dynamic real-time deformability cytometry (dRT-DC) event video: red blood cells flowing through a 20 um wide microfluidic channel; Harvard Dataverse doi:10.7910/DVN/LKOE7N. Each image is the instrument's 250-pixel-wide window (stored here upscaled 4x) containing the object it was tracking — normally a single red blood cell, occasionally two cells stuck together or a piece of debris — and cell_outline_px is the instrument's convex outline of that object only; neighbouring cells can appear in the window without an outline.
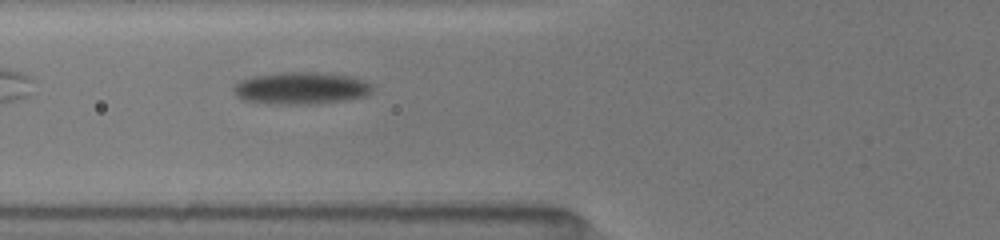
{"species": "common noctule bat (a hibernating species)", "species_latin": "Nyctalus noctula", "temperature_condition": "room temperature", "stored_images_in_passage": 33, "camera_frame_rate_fps": 3000, "um_per_image_px": 0.085, "animal": {"sex": "female", "body_mass_g": 19.5, "forearm_length_mm": 54.1}, "frame": {"image": 1, "passage_image": 3, "time_ms": 0.667, "image_size_px": [1000, 240], "cell_outline_px": [[372, 92], [364, 96], [344, 100], [312, 104], [268, 104], [244, 100], [236, 96], [232, 88], [240, 80], [252, 76], [280, 72], [312, 72], [352, 76], [364, 80], [372, 84]], "centroid_in_image_um": [25.56, 7.49], "position_along_channel_um": 100.2, "area_um2": 26.13}}
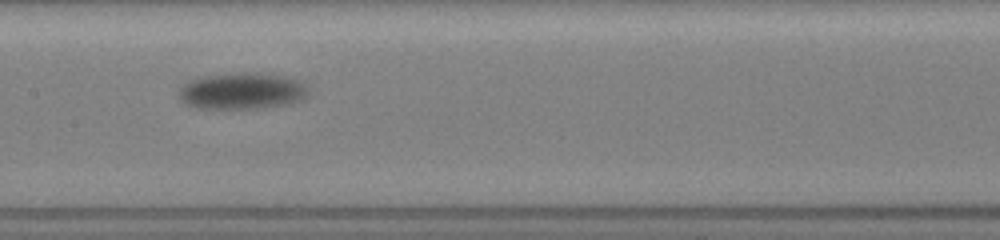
{"frame": {"image": 2, "passage_image": 10, "time_ms": 3.0, "image_size_px": [1000, 240], "cell_outline_px": [[308, 96], [300, 100], [288, 104], [264, 108], [196, 108], [184, 104], [180, 96], [180, 88], [184, 84], [192, 80], [204, 76], [232, 72], [260, 72], [284, 76], [300, 80], [308, 84]], "centroid_in_image_um": [20.63, 7.72], "position_along_channel_um": 186.8, "area_um2": 27.92}}
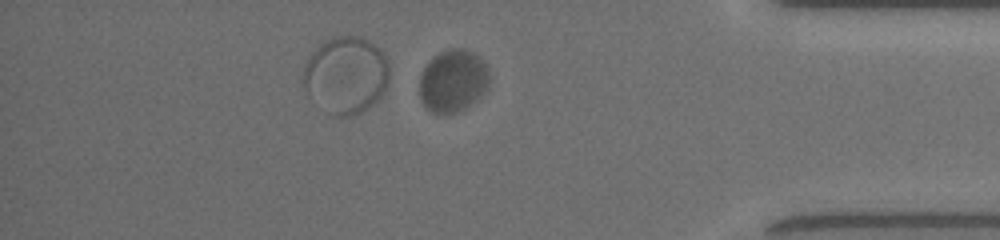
{"frame": {"image": 3, "passage_image": 29, "time_ms": 9.333, "image_size_px": [1000, 240], "cell_outline_px": [[488, 88], [476, 100], [464, 108], [456, 112], [432, 112], [424, 108], [420, 100], [420, 76], [424, 68], [432, 56], [440, 52], [452, 48], [460, 48], [472, 52], [488, 68]], "centroid_in_image_um": [38.47, 6.87], "position_along_channel_um": 396.7, "area_um2": 25.14}}